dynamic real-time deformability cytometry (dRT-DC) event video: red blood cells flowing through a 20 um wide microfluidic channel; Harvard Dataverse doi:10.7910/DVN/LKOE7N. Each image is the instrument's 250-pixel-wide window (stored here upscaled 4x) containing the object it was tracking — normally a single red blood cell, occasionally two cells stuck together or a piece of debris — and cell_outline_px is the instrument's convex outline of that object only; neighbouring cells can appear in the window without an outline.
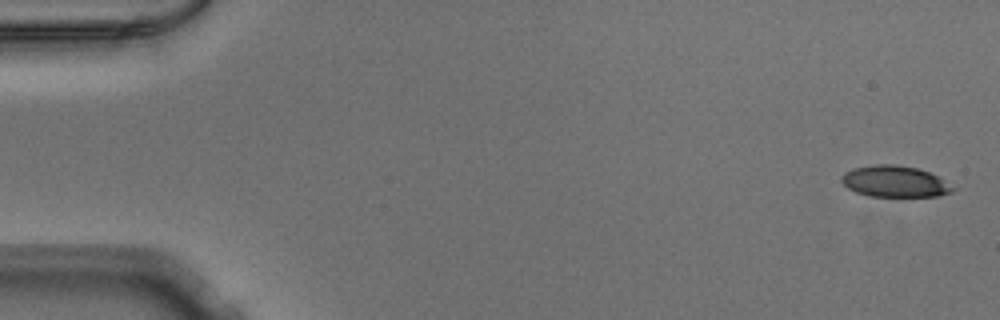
{"species": "Egyptian fruit bat (a non-hibernating species)", "species_latin": "Rousettus aegyptiacus", "temperature_condition": "warm", "stored_images_in_passage": 52, "camera_frame_rate_fps": 3000, "um_per_image_px": 0.085, "animal": {"sex": "male"}, "frame": {"image": 1, "passage_image": 1, "time_ms": 0.0, "image_size_px": [1000, 320], "cell_outline_px": [[956, 188], [952, 192], [940, 196], [868, 196], [856, 192], [848, 188], [840, 180], [840, 176], [844, 172], [852, 168], [876, 164], [896, 164], [916, 168], [928, 172], [936, 176]], "centroid_in_image_um": [76.02, 15.42], "position_along_channel_um": 9.0, "area_um2": 20.29}}
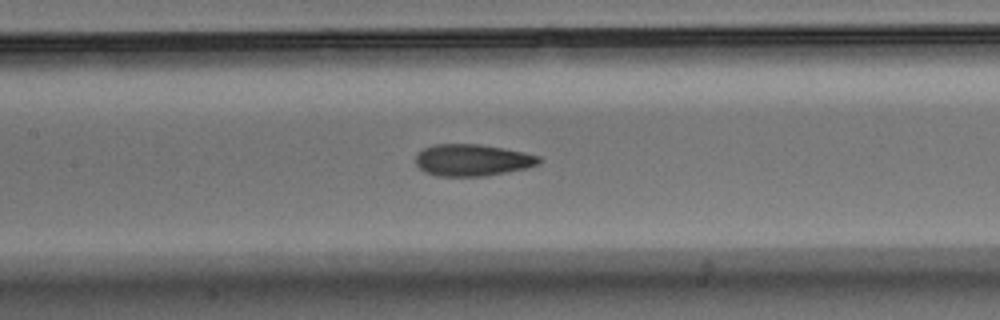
{"frame": {"image": 2, "passage_image": 24, "time_ms": 7.667, "image_size_px": [1000, 320], "cell_outline_px": [[540, 164], [528, 168], [484, 176], [436, 176], [424, 172], [416, 164], [416, 156], [424, 148], [432, 144], [480, 144], [524, 152], [540, 156]], "centroid_in_image_um": [40.16, 13.61], "position_along_channel_um": 167.2, "area_um2": 22.89}}
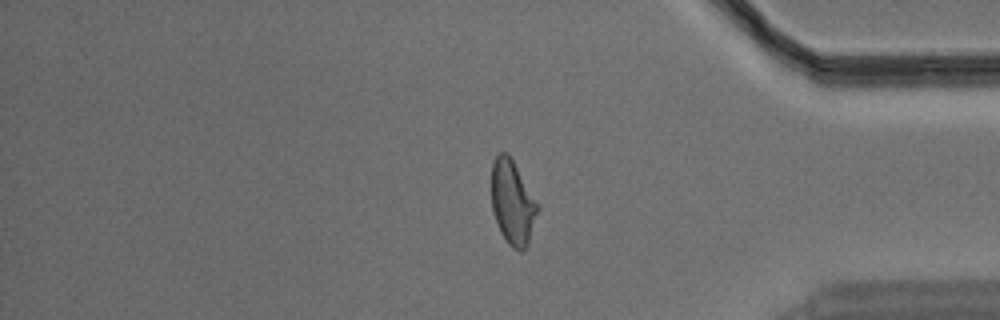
{"frame": {"image": 3, "passage_image": 43, "time_ms": 14.0, "image_size_px": [1000, 320], "cell_outline_px": [[540, 208], [528, 244], [524, 252], [520, 252], [512, 248], [508, 244], [500, 232], [492, 208], [492, 164], [496, 156], [500, 152], [508, 152], [540, 204]], "centroid_in_image_um": [43.6, 17.23], "position_along_channel_um": 391.6, "area_um2": 23.06}}